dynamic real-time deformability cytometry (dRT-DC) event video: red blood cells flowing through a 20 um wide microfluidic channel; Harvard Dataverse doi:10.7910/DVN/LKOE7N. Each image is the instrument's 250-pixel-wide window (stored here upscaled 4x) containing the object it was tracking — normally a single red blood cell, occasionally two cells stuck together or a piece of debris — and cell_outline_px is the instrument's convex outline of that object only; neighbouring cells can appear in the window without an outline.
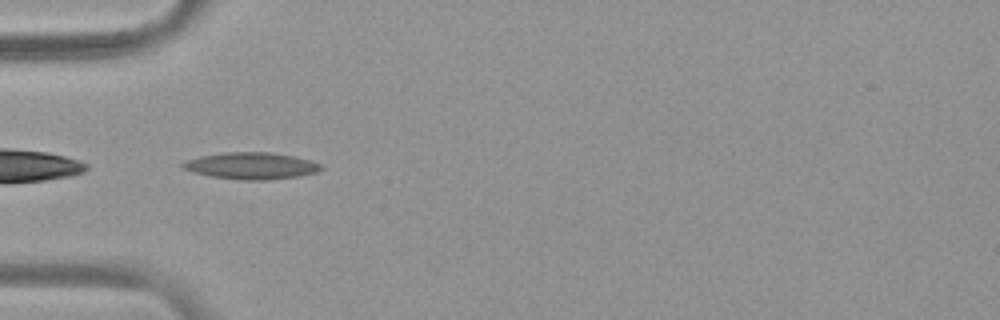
{"species": "common noctule bat (a hibernating species)", "species_latin": "Nyctalus noctula", "temperature_condition": "warm", "stored_images_in_passage": 35, "camera_frame_rate_fps": 3000, "um_per_image_px": 0.085, "animal": {"sex": "female", "body_mass_g": 19.9}, "frame": {"image": 1, "passage_image": 1, "time_ms": 0.0, "image_size_px": [1000, 320], "cell_outline_px": [[324, 168], [316, 172], [300, 176], [268, 180], [240, 180], [212, 176], [192, 172], [180, 168], [180, 164], [184, 160], [200, 156], [224, 152], [268, 152], [296, 156], [312, 160], [320, 164]], "centroid_in_image_um": [21.34, 14.09], "position_along_channel_um": 63.7, "area_um2": 21.85}}
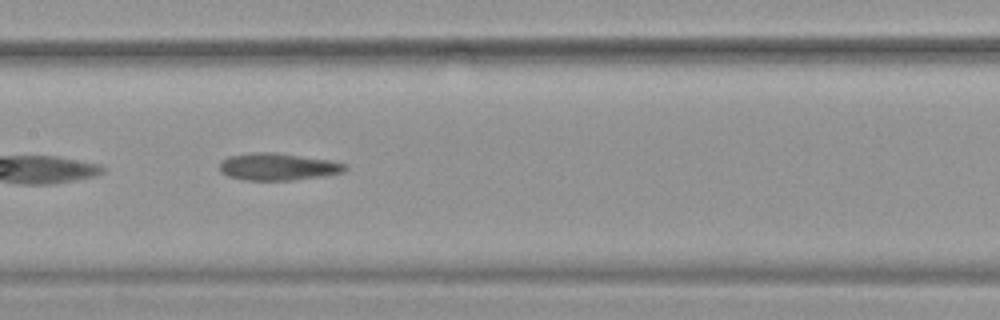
{"frame": {"image": 2, "passage_image": 11, "time_ms": 3.333, "image_size_px": [1000, 320], "cell_outline_px": [[348, 168], [344, 172], [324, 176], [292, 180], [244, 180], [228, 176], [220, 172], [220, 160], [228, 156], [252, 152], [276, 152], [328, 160], [348, 164]], "centroid_in_image_um": [23.61, 14.17], "position_along_channel_um": 183.8, "area_um2": 20.06}}
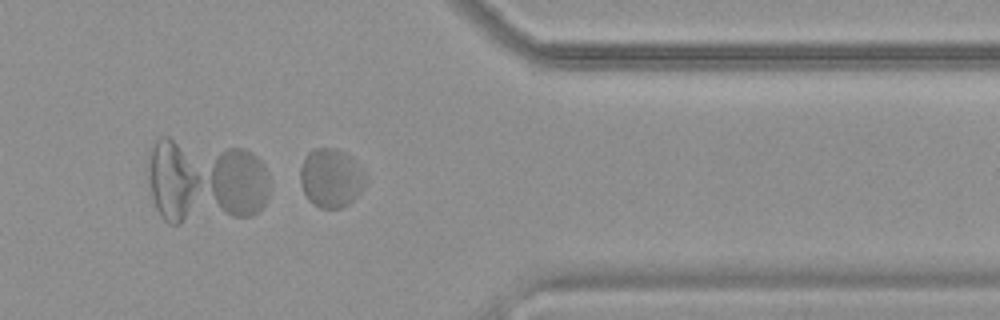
{"frame": {"image": 3, "passage_image": 28, "time_ms": 9.0, "image_size_px": [1000, 320], "cell_outline_px": [[368, 180], [364, 188], [348, 204], [340, 208], [320, 208], [312, 204], [308, 200], [300, 184], [300, 168], [308, 152], [316, 148], [336, 148], [352, 156], [368, 172]], "centroid_in_image_um": [28.19, 15.12], "position_along_channel_um": 383.2, "area_um2": 22.95}, "authors_computed_cell_mechanics": {"area_um2": 20.4612, "velocity_mm_per_s": 3.6874, "shape_relaxation_time_tau1_ms": null, "shape_relaxation_time_tau2_ms": 1.0658, "deformation_change_tau1": null, "deformation_change_tau2": 0.0444}}